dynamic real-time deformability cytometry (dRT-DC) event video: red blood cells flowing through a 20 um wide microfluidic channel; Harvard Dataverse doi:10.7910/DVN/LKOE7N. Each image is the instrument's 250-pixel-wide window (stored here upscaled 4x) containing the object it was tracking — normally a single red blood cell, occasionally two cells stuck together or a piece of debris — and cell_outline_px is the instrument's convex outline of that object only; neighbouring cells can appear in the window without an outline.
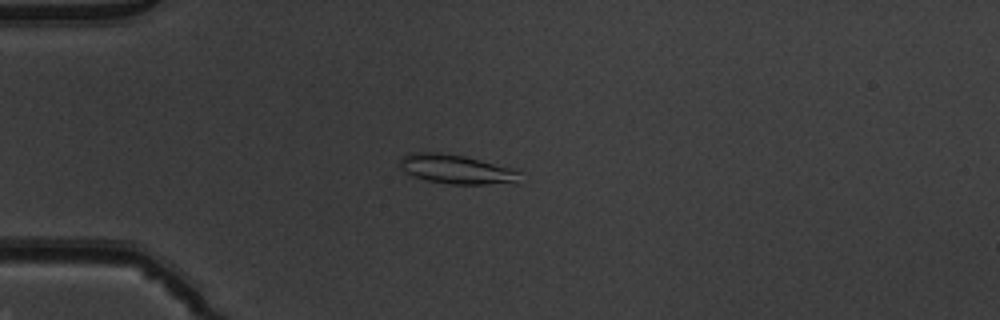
{"species": "common noctule bat (a hibernating species)", "species_latin": "Nyctalus noctula", "temperature_condition": "warm", "stored_images_in_passage": 46, "camera_frame_rate_fps": 3000, "um_per_image_px": 0.085, "animal": {"sex": "male", "body_mass_g": 19.5, "forearm_length_mm": 54.6}, "frame": {"image": 1, "passage_image": 8, "time_ms": 2.333, "image_size_px": [1000, 320], "cell_outline_px": [[520, 172], [516, 184], [448, 184], [428, 180], [416, 176], [400, 168], [400, 160], [408, 152], [440, 152], [464, 156], [512, 168]], "centroid_in_image_um": [38.82, 14.38], "position_along_channel_um": 46.2, "area_um2": 20.29}}
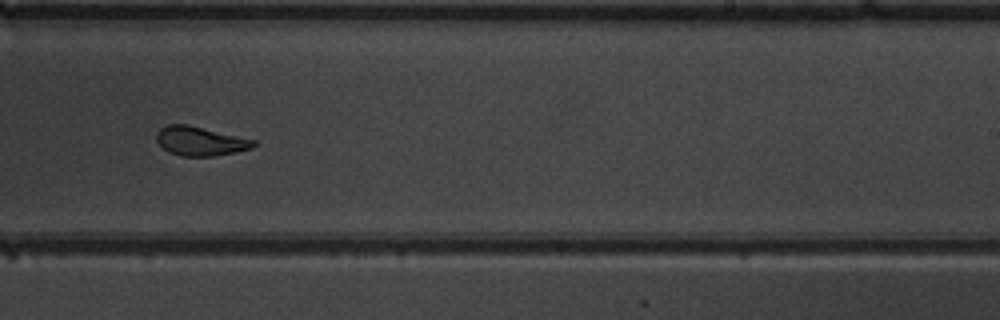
{"frame": {"image": 2, "passage_image": 27, "time_ms": 8.667, "image_size_px": [1000, 320], "cell_outline_px": [[256, 144], [252, 148], [236, 152], [212, 156], [180, 156], [168, 152], [156, 140], [156, 132], [160, 128], [168, 124], [188, 124], [256, 140]], "centroid_in_image_um": [17.01, 11.99], "position_along_channel_um": 272.0, "area_um2": 16.53}}
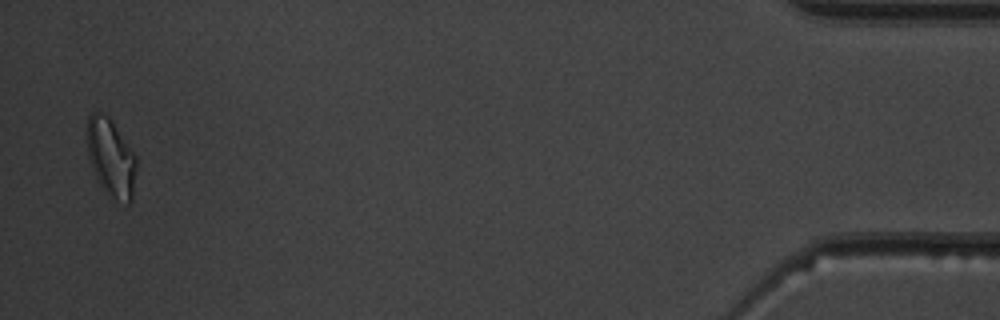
{"frame": {"image": 3, "passage_image": 45, "time_ms": 14.667, "image_size_px": [1000, 320], "cell_outline_px": [[136, 164], [132, 200], [128, 204], [112, 200], [104, 192], [88, 160], [84, 128], [88, 116], [92, 112], [96, 112], [108, 116], [136, 156]], "centroid_in_image_um": [9.38, 13.41], "position_along_channel_um": 425.8, "area_um2": 22.83}, "authors_computed_cell_mechanics": {"area_um2": 17.4267, "velocity_mm_per_s": 3.9167, "shape_relaxation_time_tau1_ms": 6.9191, "shape_relaxation_time_tau2_ms": 1.6981, "deformation_change_tau1": 0.1889, "deformation_change_tau2": 0.051}}